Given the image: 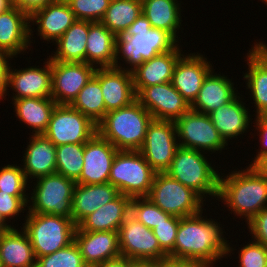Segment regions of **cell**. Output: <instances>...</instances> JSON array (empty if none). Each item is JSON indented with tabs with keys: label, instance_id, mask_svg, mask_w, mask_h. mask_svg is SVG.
I'll use <instances>...</instances> for the list:
<instances>
[{
	"label": "cell",
	"instance_id": "d6986e66",
	"mask_svg": "<svg viewBox=\"0 0 267 267\" xmlns=\"http://www.w3.org/2000/svg\"><path fill=\"white\" fill-rule=\"evenodd\" d=\"M196 53L183 54L178 59L171 81L190 105L197 98L205 78L214 69L205 55Z\"/></svg>",
	"mask_w": 267,
	"mask_h": 267
},
{
	"label": "cell",
	"instance_id": "2e32d148",
	"mask_svg": "<svg viewBox=\"0 0 267 267\" xmlns=\"http://www.w3.org/2000/svg\"><path fill=\"white\" fill-rule=\"evenodd\" d=\"M96 67L86 62L52 60V94L57 104L70 105L94 75Z\"/></svg>",
	"mask_w": 267,
	"mask_h": 267
},
{
	"label": "cell",
	"instance_id": "7bdbcfd3",
	"mask_svg": "<svg viewBox=\"0 0 267 267\" xmlns=\"http://www.w3.org/2000/svg\"><path fill=\"white\" fill-rule=\"evenodd\" d=\"M179 222V217L171 215L167 220L161 222L152 229L153 234L159 242L160 248L167 255L174 249Z\"/></svg>",
	"mask_w": 267,
	"mask_h": 267
},
{
	"label": "cell",
	"instance_id": "7a4b0ae2",
	"mask_svg": "<svg viewBox=\"0 0 267 267\" xmlns=\"http://www.w3.org/2000/svg\"><path fill=\"white\" fill-rule=\"evenodd\" d=\"M179 44L169 32L152 28L151 23L141 13L122 34L116 37L114 67L131 72L144 61L158 54L172 51ZM121 63L127 66L122 67Z\"/></svg>",
	"mask_w": 267,
	"mask_h": 267
},
{
	"label": "cell",
	"instance_id": "d4e9b609",
	"mask_svg": "<svg viewBox=\"0 0 267 267\" xmlns=\"http://www.w3.org/2000/svg\"><path fill=\"white\" fill-rule=\"evenodd\" d=\"M30 136L21 165L29 184L56 173V146L43 134Z\"/></svg>",
	"mask_w": 267,
	"mask_h": 267
},
{
	"label": "cell",
	"instance_id": "7402d4cb",
	"mask_svg": "<svg viewBox=\"0 0 267 267\" xmlns=\"http://www.w3.org/2000/svg\"><path fill=\"white\" fill-rule=\"evenodd\" d=\"M31 45L29 14L15 6L0 13V50L17 58Z\"/></svg>",
	"mask_w": 267,
	"mask_h": 267
},
{
	"label": "cell",
	"instance_id": "f907efd6",
	"mask_svg": "<svg viewBox=\"0 0 267 267\" xmlns=\"http://www.w3.org/2000/svg\"><path fill=\"white\" fill-rule=\"evenodd\" d=\"M135 263V261H132L127 257L120 256L97 264L94 267H134Z\"/></svg>",
	"mask_w": 267,
	"mask_h": 267
},
{
	"label": "cell",
	"instance_id": "b9f144b4",
	"mask_svg": "<svg viewBox=\"0 0 267 267\" xmlns=\"http://www.w3.org/2000/svg\"><path fill=\"white\" fill-rule=\"evenodd\" d=\"M251 241V242H250ZM245 242L239 248L238 266L237 267H267V254L265 245L254 240Z\"/></svg>",
	"mask_w": 267,
	"mask_h": 267
},
{
	"label": "cell",
	"instance_id": "6f0895ef",
	"mask_svg": "<svg viewBox=\"0 0 267 267\" xmlns=\"http://www.w3.org/2000/svg\"><path fill=\"white\" fill-rule=\"evenodd\" d=\"M264 49L265 51L267 52V44L265 42H262V41H259L258 42Z\"/></svg>",
	"mask_w": 267,
	"mask_h": 267
},
{
	"label": "cell",
	"instance_id": "484cf974",
	"mask_svg": "<svg viewBox=\"0 0 267 267\" xmlns=\"http://www.w3.org/2000/svg\"><path fill=\"white\" fill-rule=\"evenodd\" d=\"M183 54L178 45L174 50L158 54L132 70L136 94L142 88L171 82L176 63Z\"/></svg>",
	"mask_w": 267,
	"mask_h": 267
},
{
	"label": "cell",
	"instance_id": "1f68e13d",
	"mask_svg": "<svg viewBox=\"0 0 267 267\" xmlns=\"http://www.w3.org/2000/svg\"><path fill=\"white\" fill-rule=\"evenodd\" d=\"M19 121L24 122L28 128L32 129V135H40L47 129L52 113L57 103L51 98H21L12 99Z\"/></svg>",
	"mask_w": 267,
	"mask_h": 267
},
{
	"label": "cell",
	"instance_id": "ab89813d",
	"mask_svg": "<svg viewBox=\"0 0 267 267\" xmlns=\"http://www.w3.org/2000/svg\"><path fill=\"white\" fill-rule=\"evenodd\" d=\"M29 188L22 166L7 164L0 167V191L13 196H29L30 193H26Z\"/></svg>",
	"mask_w": 267,
	"mask_h": 267
},
{
	"label": "cell",
	"instance_id": "83f0119b",
	"mask_svg": "<svg viewBox=\"0 0 267 267\" xmlns=\"http://www.w3.org/2000/svg\"><path fill=\"white\" fill-rule=\"evenodd\" d=\"M119 191L109 182L104 184H77L72 198V221L78 225L86 216L94 213L118 195Z\"/></svg>",
	"mask_w": 267,
	"mask_h": 267
},
{
	"label": "cell",
	"instance_id": "44dd1931",
	"mask_svg": "<svg viewBox=\"0 0 267 267\" xmlns=\"http://www.w3.org/2000/svg\"><path fill=\"white\" fill-rule=\"evenodd\" d=\"M74 241L88 267L121 256L118 231H83L76 227Z\"/></svg>",
	"mask_w": 267,
	"mask_h": 267
},
{
	"label": "cell",
	"instance_id": "30bf717a",
	"mask_svg": "<svg viewBox=\"0 0 267 267\" xmlns=\"http://www.w3.org/2000/svg\"><path fill=\"white\" fill-rule=\"evenodd\" d=\"M180 147L211 154L225 150L228 144L220 136L208 114L191 108L174 121Z\"/></svg>",
	"mask_w": 267,
	"mask_h": 267
},
{
	"label": "cell",
	"instance_id": "680465c9",
	"mask_svg": "<svg viewBox=\"0 0 267 267\" xmlns=\"http://www.w3.org/2000/svg\"><path fill=\"white\" fill-rule=\"evenodd\" d=\"M262 3L264 2L265 5H267V0H260Z\"/></svg>",
	"mask_w": 267,
	"mask_h": 267
},
{
	"label": "cell",
	"instance_id": "6da1fadb",
	"mask_svg": "<svg viewBox=\"0 0 267 267\" xmlns=\"http://www.w3.org/2000/svg\"><path fill=\"white\" fill-rule=\"evenodd\" d=\"M202 214L203 211L180 218L174 249L168 254L169 258L199 261L214 267L217 261L237 251L224 238L226 232L220 227L222 224Z\"/></svg>",
	"mask_w": 267,
	"mask_h": 267
},
{
	"label": "cell",
	"instance_id": "681fc988",
	"mask_svg": "<svg viewBox=\"0 0 267 267\" xmlns=\"http://www.w3.org/2000/svg\"><path fill=\"white\" fill-rule=\"evenodd\" d=\"M161 267H209L199 261L165 258L161 261Z\"/></svg>",
	"mask_w": 267,
	"mask_h": 267
},
{
	"label": "cell",
	"instance_id": "9c48e42d",
	"mask_svg": "<svg viewBox=\"0 0 267 267\" xmlns=\"http://www.w3.org/2000/svg\"><path fill=\"white\" fill-rule=\"evenodd\" d=\"M28 200L29 213L50 214L71 218L74 180L54 173L37 178Z\"/></svg>",
	"mask_w": 267,
	"mask_h": 267
},
{
	"label": "cell",
	"instance_id": "9a60e30c",
	"mask_svg": "<svg viewBox=\"0 0 267 267\" xmlns=\"http://www.w3.org/2000/svg\"><path fill=\"white\" fill-rule=\"evenodd\" d=\"M44 61L43 68L39 65L28 68L14 69L9 64L7 70V88L13 91L12 99L47 98L52 94V59ZM39 67V68H38ZM15 92V93H14ZM15 94V95H14Z\"/></svg>",
	"mask_w": 267,
	"mask_h": 267
},
{
	"label": "cell",
	"instance_id": "e575fe53",
	"mask_svg": "<svg viewBox=\"0 0 267 267\" xmlns=\"http://www.w3.org/2000/svg\"><path fill=\"white\" fill-rule=\"evenodd\" d=\"M142 13V0H111L100 21L116 36L125 31Z\"/></svg>",
	"mask_w": 267,
	"mask_h": 267
},
{
	"label": "cell",
	"instance_id": "8992f818",
	"mask_svg": "<svg viewBox=\"0 0 267 267\" xmlns=\"http://www.w3.org/2000/svg\"><path fill=\"white\" fill-rule=\"evenodd\" d=\"M22 228L26 231L36 258L52 254L74 241L77 225L72 218L27 212Z\"/></svg>",
	"mask_w": 267,
	"mask_h": 267
},
{
	"label": "cell",
	"instance_id": "603a6c76",
	"mask_svg": "<svg viewBox=\"0 0 267 267\" xmlns=\"http://www.w3.org/2000/svg\"><path fill=\"white\" fill-rule=\"evenodd\" d=\"M245 57L248 70L242 76L255 106L253 112L256 114L253 116L267 117V52L258 42H254Z\"/></svg>",
	"mask_w": 267,
	"mask_h": 267
},
{
	"label": "cell",
	"instance_id": "f546056e",
	"mask_svg": "<svg viewBox=\"0 0 267 267\" xmlns=\"http://www.w3.org/2000/svg\"><path fill=\"white\" fill-rule=\"evenodd\" d=\"M131 200L129 196L119 194L114 200L86 216L77 227L83 231H119L120 225L130 215Z\"/></svg>",
	"mask_w": 267,
	"mask_h": 267
},
{
	"label": "cell",
	"instance_id": "d6a6232c",
	"mask_svg": "<svg viewBox=\"0 0 267 267\" xmlns=\"http://www.w3.org/2000/svg\"><path fill=\"white\" fill-rule=\"evenodd\" d=\"M88 33L89 21L76 20L53 44L57 49L47 57L61 62H86Z\"/></svg>",
	"mask_w": 267,
	"mask_h": 267
},
{
	"label": "cell",
	"instance_id": "74e56055",
	"mask_svg": "<svg viewBox=\"0 0 267 267\" xmlns=\"http://www.w3.org/2000/svg\"><path fill=\"white\" fill-rule=\"evenodd\" d=\"M130 215L151 230L171 216L161 210L147 197L132 198Z\"/></svg>",
	"mask_w": 267,
	"mask_h": 267
},
{
	"label": "cell",
	"instance_id": "c3c4849f",
	"mask_svg": "<svg viewBox=\"0 0 267 267\" xmlns=\"http://www.w3.org/2000/svg\"><path fill=\"white\" fill-rule=\"evenodd\" d=\"M55 0H11L12 6L27 12L29 15L38 8L44 7Z\"/></svg>",
	"mask_w": 267,
	"mask_h": 267
},
{
	"label": "cell",
	"instance_id": "f35d334b",
	"mask_svg": "<svg viewBox=\"0 0 267 267\" xmlns=\"http://www.w3.org/2000/svg\"><path fill=\"white\" fill-rule=\"evenodd\" d=\"M36 267H88L78 245L73 241L68 246L37 258Z\"/></svg>",
	"mask_w": 267,
	"mask_h": 267
},
{
	"label": "cell",
	"instance_id": "cb8c5ba5",
	"mask_svg": "<svg viewBox=\"0 0 267 267\" xmlns=\"http://www.w3.org/2000/svg\"><path fill=\"white\" fill-rule=\"evenodd\" d=\"M242 96L238 92L230 102L209 114L214 127L227 144L232 139L240 138L238 136L242 135L243 138L244 133L249 132L247 131L249 125L253 123V116L246 103L243 102L245 99Z\"/></svg>",
	"mask_w": 267,
	"mask_h": 267
},
{
	"label": "cell",
	"instance_id": "ac0fdd59",
	"mask_svg": "<svg viewBox=\"0 0 267 267\" xmlns=\"http://www.w3.org/2000/svg\"><path fill=\"white\" fill-rule=\"evenodd\" d=\"M76 20L66 1L55 0L48 3L29 15L30 43H33L31 37L35 32L32 31V26H37L36 34L48 44L55 43Z\"/></svg>",
	"mask_w": 267,
	"mask_h": 267
},
{
	"label": "cell",
	"instance_id": "52a82bcc",
	"mask_svg": "<svg viewBox=\"0 0 267 267\" xmlns=\"http://www.w3.org/2000/svg\"><path fill=\"white\" fill-rule=\"evenodd\" d=\"M155 174L139 151L119 150L111 166L109 183L125 196L146 197Z\"/></svg>",
	"mask_w": 267,
	"mask_h": 267
},
{
	"label": "cell",
	"instance_id": "d590c367",
	"mask_svg": "<svg viewBox=\"0 0 267 267\" xmlns=\"http://www.w3.org/2000/svg\"><path fill=\"white\" fill-rule=\"evenodd\" d=\"M98 125L105 117V102L99 79L93 75L70 104Z\"/></svg>",
	"mask_w": 267,
	"mask_h": 267
},
{
	"label": "cell",
	"instance_id": "4fadbf2b",
	"mask_svg": "<svg viewBox=\"0 0 267 267\" xmlns=\"http://www.w3.org/2000/svg\"><path fill=\"white\" fill-rule=\"evenodd\" d=\"M179 147L174 121L153 119L139 152L156 172H166Z\"/></svg>",
	"mask_w": 267,
	"mask_h": 267
},
{
	"label": "cell",
	"instance_id": "5bb4252c",
	"mask_svg": "<svg viewBox=\"0 0 267 267\" xmlns=\"http://www.w3.org/2000/svg\"><path fill=\"white\" fill-rule=\"evenodd\" d=\"M136 100L155 120L175 121L191 108L171 82L142 88Z\"/></svg>",
	"mask_w": 267,
	"mask_h": 267
},
{
	"label": "cell",
	"instance_id": "60d3db41",
	"mask_svg": "<svg viewBox=\"0 0 267 267\" xmlns=\"http://www.w3.org/2000/svg\"><path fill=\"white\" fill-rule=\"evenodd\" d=\"M111 0H67L77 20L100 22Z\"/></svg>",
	"mask_w": 267,
	"mask_h": 267
},
{
	"label": "cell",
	"instance_id": "816d5d0a",
	"mask_svg": "<svg viewBox=\"0 0 267 267\" xmlns=\"http://www.w3.org/2000/svg\"><path fill=\"white\" fill-rule=\"evenodd\" d=\"M251 166L267 178V153L259 157Z\"/></svg>",
	"mask_w": 267,
	"mask_h": 267
},
{
	"label": "cell",
	"instance_id": "11a10c76",
	"mask_svg": "<svg viewBox=\"0 0 267 267\" xmlns=\"http://www.w3.org/2000/svg\"><path fill=\"white\" fill-rule=\"evenodd\" d=\"M12 227H14V225L13 226L12 225H0V237L4 233L5 230L10 229Z\"/></svg>",
	"mask_w": 267,
	"mask_h": 267
},
{
	"label": "cell",
	"instance_id": "e0dca14e",
	"mask_svg": "<svg viewBox=\"0 0 267 267\" xmlns=\"http://www.w3.org/2000/svg\"><path fill=\"white\" fill-rule=\"evenodd\" d=\"M119 150L98 132L84 145V164L77 184H104L109 182L111 166Z\"/></svg>",
	"mask_w": 267,
	"mask_h": 267
},
{
	"label": "cell",
	"instance_id": "277c9868",
	"mask_svg": "<svg viewBox=\"0 0 267 267\" xmlns=\"http://www.w3.org/2000/svg\"><path fill=\"white\" fill-rule=\"evenodd\" d=\"M152 120L151 113L135 100L129 106L106 113L97 132L118 150L139 151Z\"/></svg>",
	"mask_w": 267,
	"mask_h": 267
},
{
	"label": "cell",
	"instance_id": "836d02e7",
	"mask_svg": "<svg viewBox=\"0 0 267 267\" xmlns=\"http://www.w3.org/2000/svg\"><path fill=\"white\" fill-rule=\"evenodd\" d=\"M178 0H142V13L151 23L152 28L169 32L178 42L182 27L181 3Z\"/></svg>",
	"mask_w": 267,
	"mask_h": 267
},
{
	"label": "cell",
	"instance_id": "ffe728a7",
	"mask_svg": "<svg viewBox=\"0 0 267 267\" xmlns=\"http://www.w3.org/2000/svg\"><path fill=\"white\" fill-rule=\"evenodd\" d=\"M105 102L106 113L129 106L136 100L132 73L115 67L96 68Z\"/></svg>",
	"mask_w": 267,
	"mask_h": 267
},
{
	"label": "cell",
	"instance_id": "5b68a950",
	"mask_svg": "<svg viewBox=\"0 0 267 267\" xmlns=\"http://www.w3.org/2000/svg\"><path fill=\"white\" fill-rule=\"evenodd\" d=\"M206 154L179 146L170 168L166 171L172 178L198 193L205 202L208 197L217 200L220 176V170L215 169L212 161L209 162L205 157Z\"/></svg>",
	"mask_w": 267,
	"mask_h": 267
},
{
	"label": "cell",
	"instance_id": "ee69618b",
	"mask_svg": "<svg viewBox=\"0 0 267 267\" xmlns=\"http://www.w3.org/2000/svg\"><path fill=\"white\" fill-rule=\"evenodd\" d=\"M29 196H13L0 191V214L9 223L13 217L17 219L20 213L27 212ZM26 208V209H25Z\"/></svg>",
	"mask_w": 267,
	"mask_h": 267
},
{
	"label": "cell",
	"instance_id": "bcb514c9",
	"mask_svg": "<svg viewBox=\"0 0 267 267\" xmlns=\"http://www.w3.org/2000/svg\"><path fill=\"white\" fill-rule=\"evenodd\" d=\"M255 121V122H254ZM255 123L254 126L255 130H257V136L259 135V143L262 145L258 148L256 151L257 154L252 158L253 160L250 162L249 165H252V162L254 163L259 157L267 153V117H255L253 120Z\"/></svg>",
	"mask_w": 267,
	"mask_h": 267
},
{
	"label": "cell",
	"instance_id": "f6af8a7d",
	"mask_svg": "<svg viewBox=\"0 0 267 267\" xmlns=\"http://www.w3.org/2000/svg\"><path fill=\"white\" fill-rule=\"evenodd\" d=\"M252 240L267 246V208L256 214L246 226ZM253 234V235H252Z\"/></svg>",
	"mask_w": 267,
	"mask_h": 267
},
{
	"label": "cell",
	"instance_id": "7dc6e473",
	"mask_svg": "<svg viewBox=\"0 0 267 267\" xmlns=\"http://www.w3.org/2000/svg\"><path fill=\"white\" fill-rule=\"evenodd\" d=\"M13 59L8 53L0 50V101L5 100L6 96L9 95L7 88V70L9 64H12L9 61Z\"/></svg>",
	"mask_w": 267,
	"mask_h": 267
},
{
	"label": "cell",
	"instance_id": "8d00e7d4",
	"mask_svg": "<svg viewBox=\"0 0 267 267\" xmlns=\"http://www.w3.org/2000/svg\"><path fill=\"white\" fill-rule=\"evenodd\" d=\"M84 145L65 144L56 146V173L76 182L83 169Z\"/></svg>",
	"mask_w": 267,
	"mask_h": 267
},
{
	"label": "cell",
	"instance_id": "ba28073f",
	"mask_svg": "<svg viewBox=\"0 0 267 267\" xmlns=\"http://www.w3.org/2000/svg\"><path fill=\"white\" fill-rule=\"evenodd\" d=\"M146 197L164 212L179 218L206 211L203 208L206 205L205 200L198 193L166 172L155 174Z\"/></svg>",
	"mask_w": 267,
	"mask_h": 267
},
{
	"label": "cell",
	"instance_id": "db71d44e",
	"mask_svg": "<svg viewBox=\"0 0 267 267\" xmlns=\"http://www.w3.org/2000/svg\"><path fill=\"white\" fill-rule=\"evenodd\" d=\"M12 7L11 0H0V13L7 11Z\"/></svg>",
	"mask_w": 267,
	"mask_h": 267
},
{
	"label": "cell",
	"instance_id": "8fae6325",
	"mask_svg": "<svg viewBox=\"0 0 267 267\" xmlns=\"http://www.w3.org/2000/svg\"><path fill=\"white\" fill-rule=\"evenodd\" d=\"M95 133L97 125L68 104H57L43 133L55 146L85 144Z\"/></svg>",
	"mask_w": 267,
	"mask_h": 267
},
{
	"label": "cell",
	"instance_id": "7c38bea8",
	"mask_svg": "<svg viewBox=\"0 0 267 267\" xmlns=\"http://www.w3.org/2000/svg\"><path fill=\"white\" fill-rule=\"evenodd\" d=\"M120 254L135 262H161L168 255L153 231L129 215L119 228Z\"/></svg>",
	"mask_w": 267,
	"mask_h": 267
},
{
	"label": "cell",
	"instance_id": "f1b7e54d",
	"mask_svg": "<svg viewBox=\"0 0 267 267\" xmlns=\"http://www.w3.org/2000/svg\"><path fill=\"white\" fill-rule=\"evenodd\" d=\"M36 255L26 231L15 227L0 237L1 267H36Z\"/></svg>",
	"mask_w": 267,
	"mask_h": 267
},
{
	"label": "cell",
	"instance_id": "9f6ffc18",
	"mask_svg": "<svg viewBox=\"0 0 267 267\" xmlns=\"http://www.w3.org/2000/svg\"><path fill=\"white\" fill-rule=\"evenodd\" d=\"M9 222H7L0 214V225H11V224H8Z\"/></svg>",
	"mask_w": 267,
	"mask_h": 267
},
{
	"label": "cell",
	"instance_id": "f5cc1de1",
	"mask_svg": "<svg viewBox=\"0 0 267 267\" xmlns=\"http://www.w3.org/2000/svg\"><path fill=\"white\" fill-rule=\"evenodd\" d=\"M134 267H161V262H136Z\"/></svg>",
	"mask_w": 267,
	"mask_h": 267
},
{
	"label": "cell",
	"instance_id": "4dcf8cb0",
	"mask_svg": "<svg viewBox=\"0 0 267 267\" xmlns=\"http://www.w3.org/2000/svg\"><path fill=\"white\" fill-rule=\"evenodd\" d=\"M116 35L101 22L89 21L86 43V63L96 68L114 67Z\"/></svg>",
	"mask_w": 267,
	"mask_h": 267
},
{
	"label": "cell",
	"instance_id": "3957f363",
	"mask_svg": "<svg viewBox=\"0 0 267 267\" xmlns=\"http://www.w3.org/2000/svg\"><path fill=\"white\" fill-rule=\"evenodd\" d=\"M235 170L226 176H219L217 200L221 201L231 214L233 212L239 219L243 218L248 223L262 209L267 208V178L251 165Z\"/></svg>",
	"mask_w": 267,
	"mask_h": 267
},
{
	"label": "cell",
	"instance_id": "4316f807",
	"mask_svg": "<svg viewBox=\"0 0 267 267\" xmlns=\"http://www.w3.org/2000/svg\"><path fill=\"white\" fill-rule=\"evenodd\" d=\"M213 69L205 78L197 98L191 109L203 114H210L224 104L230 102L238 93L235 83L222 73H214Z\"/></svg>",
	"mask_w": 267,
	"mask_h": 267
}]
</instances>
